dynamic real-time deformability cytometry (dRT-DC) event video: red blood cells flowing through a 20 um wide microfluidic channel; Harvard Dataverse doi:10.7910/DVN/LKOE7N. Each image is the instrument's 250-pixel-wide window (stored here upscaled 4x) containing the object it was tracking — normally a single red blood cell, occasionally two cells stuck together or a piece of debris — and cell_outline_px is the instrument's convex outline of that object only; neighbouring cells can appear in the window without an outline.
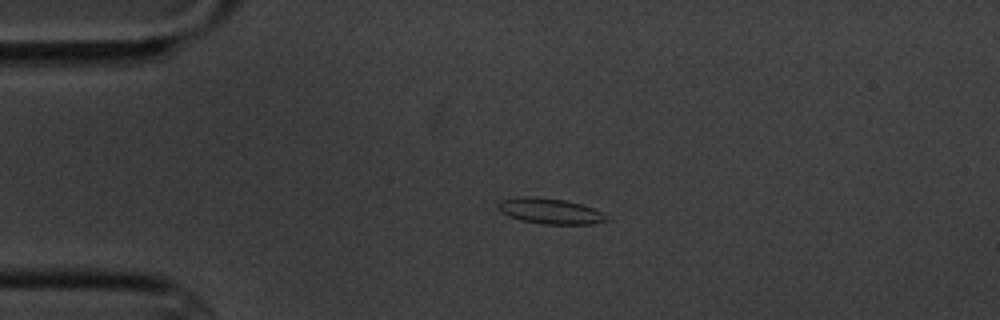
{"species": "common noctule bat (a hibernating species)", "species_latin": "Nyctalus noctula", "temperature_condition": "cold", "stored_images_in_passage": 2, "camera_frame_rate_fps": 3000, "um_per_image_px": 0.085, "animal": {"sex": "male", "body_mass_g": 20.1, "forearm_length_mm": 53.5}, "frame": {"image": 1, "passage_image": 1, "time_ms": 0.0, "image_size_px": [1000, 320], "cell_outline_px": [[608, 220], [592, 224], [544, 224], [520, 220], [508, 216], [500, 212], [496, 208], [496, 204], [500, 200], [524, 196], [532, 196], [564, 200], [580, 204], [604, 212]], "centroid_in_image_um": [46.7, 17.94], "position_along_channel_um": 38.3, "area_um2": 16.24}}